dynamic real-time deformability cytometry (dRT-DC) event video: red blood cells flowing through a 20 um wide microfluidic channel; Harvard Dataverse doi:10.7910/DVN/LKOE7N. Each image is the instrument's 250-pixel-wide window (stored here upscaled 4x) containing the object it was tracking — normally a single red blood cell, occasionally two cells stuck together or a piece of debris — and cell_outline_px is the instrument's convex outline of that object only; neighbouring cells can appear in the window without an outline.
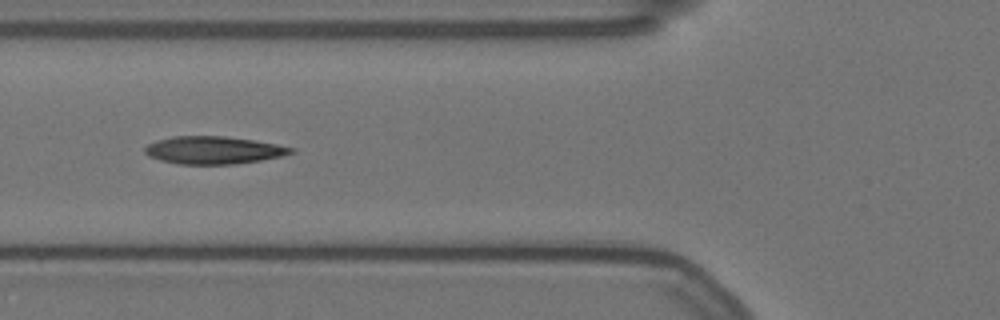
{"species": "Egyptian fruit bat (a non-hibernating species)", "species_latin": "Rousettus aegyptiacus", "temperature_condition": "warm", "stored_images_in_passage": 23, "camera_frame_rate_fps": 3000, "um_per_image_px": 0.085, "animal": {"sex": "female"}, "frame": {"image": 1, "passage_image": 6, "time_ms": 1.667, "image_size_px": [1000, 320], "cell_outline_px": [[296, 152], [280, 156], [260, 160], [236, 164], [176, 164], [160, 160], [148, 156], [144, 152], [144, 148], [148, 144], [156, 140], [172, 136], [224, 136], [252, 140], [276, 144], [296, 148]], "centroid_in_image_um": [18.12, 12.76], "position_along_channel_um": 107.7, "area_um2": 23.58}}
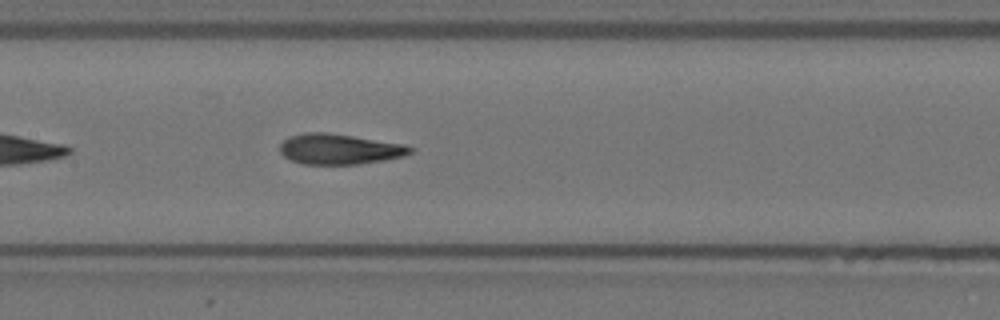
{"frame": {"image": 2, "passage_image": 12, "time_ms": 3.667, "image_size_px": [1000, 320], "cell_outline_px": [[416, 148], [412, 152], [404, 156], [384, 160], [356, 164], [304, 164], [292, 160], [284, 156], [280, 152], [280, 144], [288, 136], [304, 132], [328, 132], [404, 144]], "centroid_in_image_um": [28.85, 12.66], "position_along_channel_um": 178.5, "area_um2": 23.18}}